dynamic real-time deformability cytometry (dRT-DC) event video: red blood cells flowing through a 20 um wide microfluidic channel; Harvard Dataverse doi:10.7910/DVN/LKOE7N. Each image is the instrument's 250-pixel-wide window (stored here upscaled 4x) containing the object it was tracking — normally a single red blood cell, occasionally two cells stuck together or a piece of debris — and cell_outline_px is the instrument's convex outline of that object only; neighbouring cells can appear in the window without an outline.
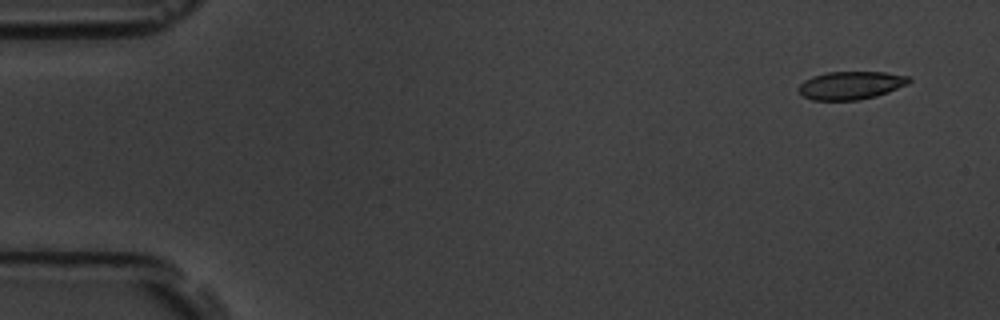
{"species": "common noctule bat (a hibernating species)", "species_latin": "Nyctalus noctula", "temperature_condition": "room temperature", "stored_images_in_passage": 6, "camera_frame_rate_fps": 3000, "um_per_image_px": 0.085, "animal": {"sex": "male", "body_mass_g": 19.5, "forearm_length_mm": 54.6}, "frame": {"image": 1, "passage_image": 1, "time_ms": 0.0, "image_size_px": [1000, 320], "cell_outline_px": [[912, 80], [908, 84], [888, 92], [876, 96], [856, 100], [812, 100], [804, 96], [796, 88], [804, 80], [812, 76], [828, 72], [884, 72], [908, 76]], "centroid_in_image_um": [72.31, 7.25], "position_along_channel_um": 12.7, "area_um2": 18.03}}
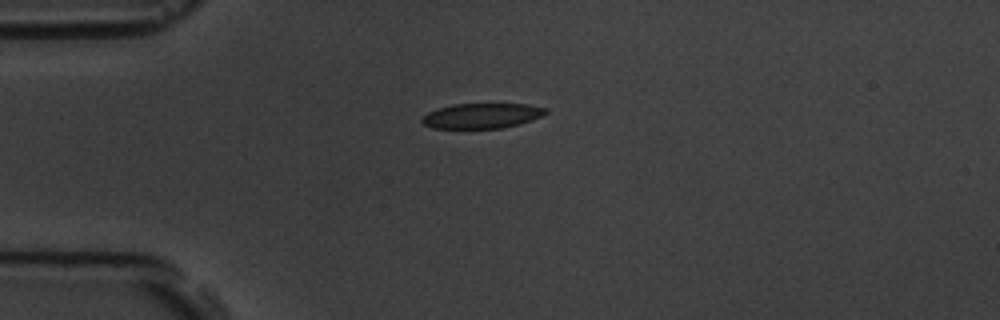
{"frame": {"image": 2, "passage_image": 4, "time_ms": 3.667, "image_size_px": [1000, 320], "cell_outline_px": [[548, 112], [532, 120], [520, 124], [500, 128], [432, 128], [424, 124], [420, 120], [428, 112], [452, 104], [528, 104], [548, 108]], "centroid_in_image_um": [40.98, 9.84], "position_along_channel_um": 44.0, "area_um2": 18.03}}
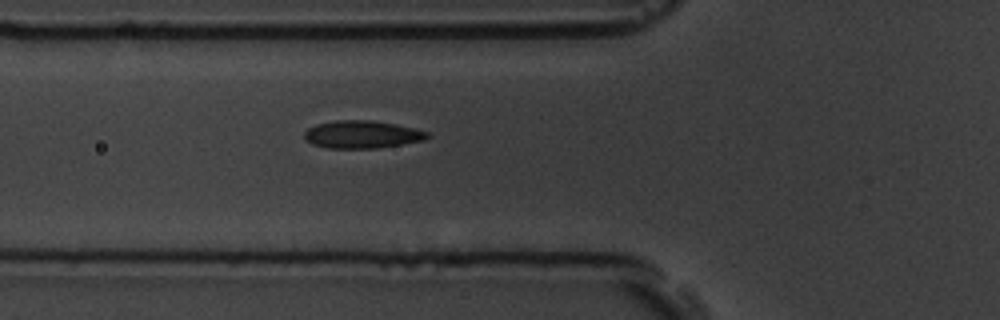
{"frame": {"image": 3, "passage_image": 6, "time_ms": 5.667, "image_size_px": [1000, 320], "cell_outline_px": [[432, 136], [424, 140], [380, 148], [328, 148], [312, 144], [304, 136], [304, 132], [308, 128], [316, 124], [336, 120], [372, 120], [396, 124], [428, 132]], "centroid_in_image_um": [30.79, 11.42], "position_along_channel_um": 95.0, "area_um2": 19.83}}